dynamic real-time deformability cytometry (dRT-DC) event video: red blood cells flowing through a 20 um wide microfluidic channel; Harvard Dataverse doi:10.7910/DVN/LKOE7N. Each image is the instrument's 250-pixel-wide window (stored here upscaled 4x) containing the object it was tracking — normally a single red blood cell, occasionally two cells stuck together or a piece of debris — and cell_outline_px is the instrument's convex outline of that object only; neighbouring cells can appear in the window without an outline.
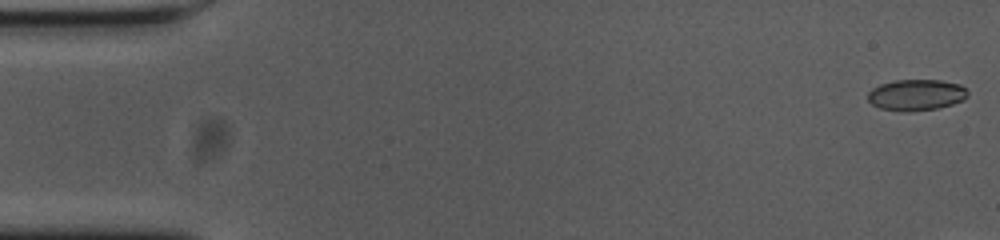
{"species": "common noctule bat (a hibernating species)", "species_latin": "Nyctalus noctula", "temperature_condition": "cold", "stored_images_in_passage": 13, "camera_frame_rate_fps": 3000, "um_per_image_px": 0.085, "animal": {"sex": "female", "body_mass_g": 23.0, "forearm_length_mm": 53.4}, "frame": {"image": 1, "passage_image": 1, "time_ms": 0.0, "image_size_px": [1000, 240], "cell_outline_px": [[968, 96], [964, 100], [952, 104], [936, 108], [908, 112], [880, 108], [872, 104], [868, 100], [868, 92], [872, 88], [880, 84], [896, 80], [940, 80], [960, 84], [968, 92]], "centroid_in_image_um": [77.88, 8.06], "position_along_channel_um": 7.1, "area_um2": 18.09}}